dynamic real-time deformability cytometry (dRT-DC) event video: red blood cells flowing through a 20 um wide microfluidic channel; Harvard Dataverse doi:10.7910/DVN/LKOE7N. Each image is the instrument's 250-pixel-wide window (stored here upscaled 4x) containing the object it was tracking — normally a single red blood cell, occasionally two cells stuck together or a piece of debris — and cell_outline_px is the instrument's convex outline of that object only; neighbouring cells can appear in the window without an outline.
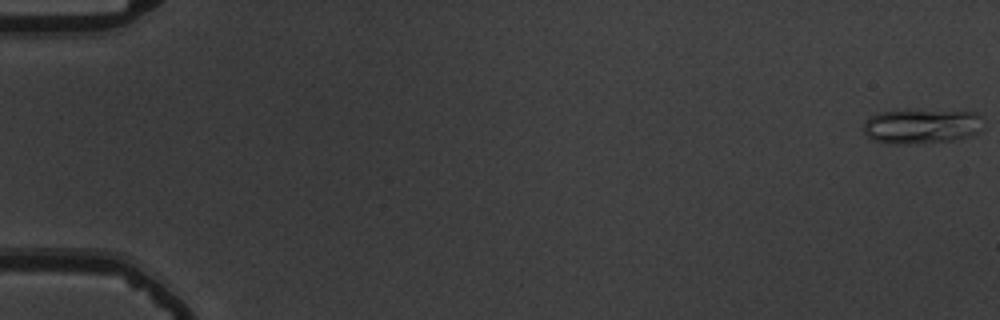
{"species": "common noctule bat (a hibernating species)", "species_latin": "Nyctalus noctula", "temperature_condition": "warm", "stored_images_in_passage": 56, "camera_frame_rate_fps": 3000, "um_per_image_px": 0.085, "animal": {"sex": "male", "body_mass_g": 19.5, "forearm_length_mm": 54.6}, "frame": {"image": 1, "passage_image": 1, "time_ms": 0.0, "image_size_px": [1000, 320], "cell_outline_px": [[984, 128], [980, 132], [972, 136], [952, 140], [916, 144], [888, 144], [872, 140], [864, 132], [864, 124], [872, 116], [880, 112], [976, 112], [984, 116]], "centroid_in_image_um": [78.42, 10.78], "position_along_channel_um": 6.6, "area_um2": 23.99}}
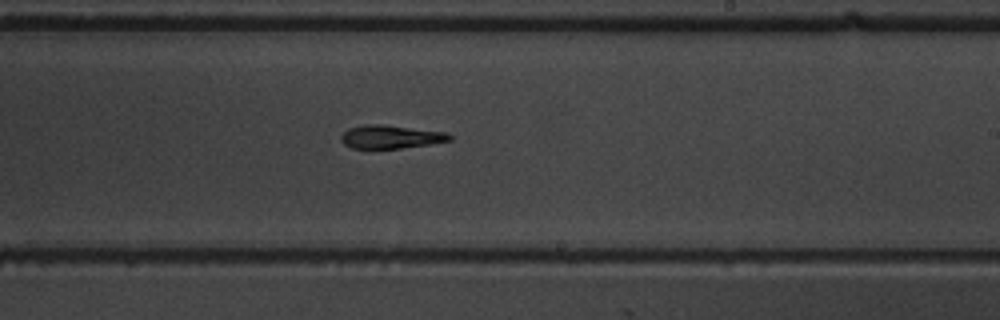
{"frame": {"image": 2, "passage_image": 35, "time_ms": 11.333, "image_size_px": [1000, 320], "cell_outline_px": [[452, 140], [428, 144], [400, 148], [352, 148], [344, 144], [340, 140], [340, 136], [348, 128], [364, 124], [384, 124], [448, 132], [452, 136]], "centroid_in_image_um": [33.21, 11.61], "position_along_channel_um": 255.8, "area_um2": 14.85}}
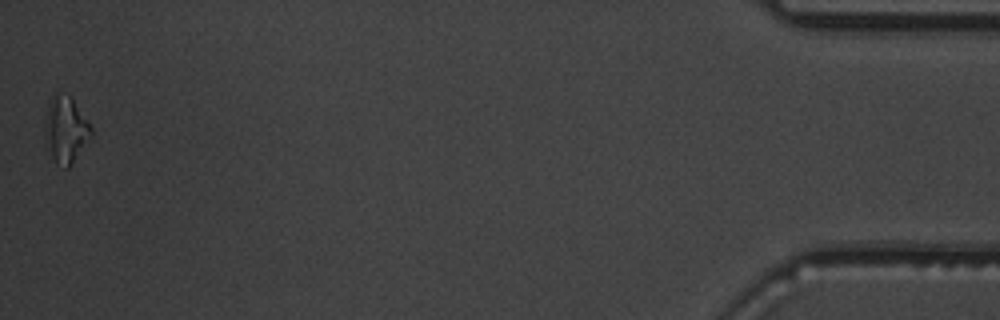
{"frame": {"image": 3, "passage_image": 56, "time_ms": 18.333, "image_size_px": [1000, 320], "cell_outline_px": [[92, 136], [68, 168], [64, 168], [56, 164], [44, 144], [44, 128], [48, 108], [52, 96], [56, 92], [72, 96], [88, 120], [92, 128]], "centroid_in_image_um": [5.58, 11.03], "position_along_channel_um": 429.6, "area_um2": 18.15}, "authors_computed_cell_mechanics": {"area_um2": 15.3748, "velocity_mm_per_s": 3.7134, "shape_relaxation_time_tau1_ms": 6.8059, "shape_relaxation_time_tau2_ms": 4.9524, "deformation_change_tau1": 0.1871, "deformation_change_tau2": 0.1559}}